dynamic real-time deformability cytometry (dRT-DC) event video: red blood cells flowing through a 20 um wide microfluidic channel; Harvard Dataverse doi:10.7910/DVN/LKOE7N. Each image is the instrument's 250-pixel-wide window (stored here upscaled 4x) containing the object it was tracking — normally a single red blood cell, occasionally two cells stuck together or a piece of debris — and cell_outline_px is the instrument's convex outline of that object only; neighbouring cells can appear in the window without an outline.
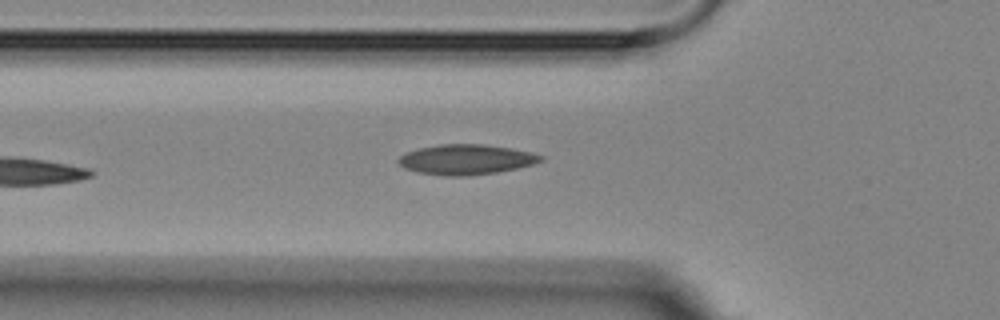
{"species": "Egyptian fruit bat (a non-hibernating species)", "species_latin": "Rousettus aegyptiacus", "temperature_condition": "room temperature", "stored_images_in_passage": 3, "camera_frame_rate_fps": 3000, "um_per_image_px": 0.085, "animal": {"sex": "female"}, "frame": {"image": 1, "passage_image": 3, "time_ms": 3.333, "image_size_px": [1000, 320], "cell_outline_px": [[544, 160], [532, 164], [516, 168], [496, 172], [468, 176], [444, 176], [416, 172], [404, 168], [396, 160], [400, 156], [408, 152], [420, 148], [440, 144], [484, 144], [512, 148], [532, 152], [544, 156]], "centroid_in_image_um": [39.63, 13.56], "position_along_channel_um": 86.2, "area_um2": 25.03}}